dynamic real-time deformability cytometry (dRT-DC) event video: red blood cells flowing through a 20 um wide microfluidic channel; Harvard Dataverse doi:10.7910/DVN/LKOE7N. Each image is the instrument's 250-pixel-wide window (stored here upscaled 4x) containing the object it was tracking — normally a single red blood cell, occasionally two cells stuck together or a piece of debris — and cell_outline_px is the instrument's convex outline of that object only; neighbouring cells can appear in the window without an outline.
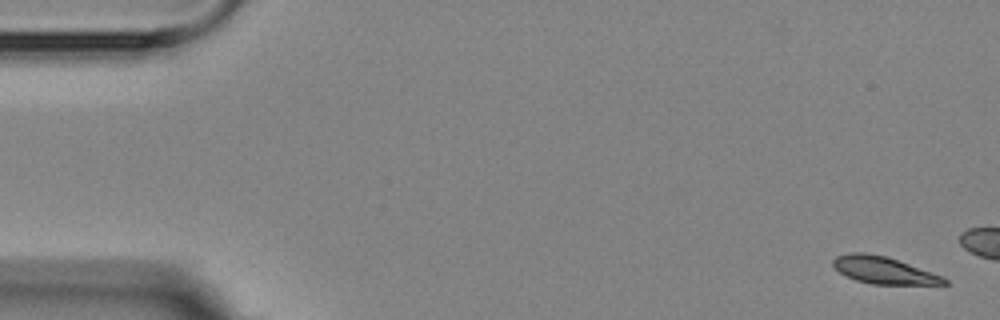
{"species": "Egyptian fruit bat (a non-hibernating species)", "species_latin": "Rousettus aegyptiacus", "temperature_condition": "room temperature", "stored_images_in_passage": 4, "camera_frame_rate_fps": 3000, "um_per_image_px": 0.085, "animal": {"sex": "female"}, "frame": {"image": 1, "passage_image": 1, "time_ms": 0.0, "image_size_px": [1000, 320], "cell_outline_px": [[948, 284], [872, 284], [856, 280], [840, 272], [832, 264], [832, 260], [836, 256], [852, 252], [864, 252], [884, 256], [944, 276], [948, 280]], "centroid_in_image_um": [75.11, 22.97], "position_along_channel_um": 9.9, "area_um2": 17.22}}
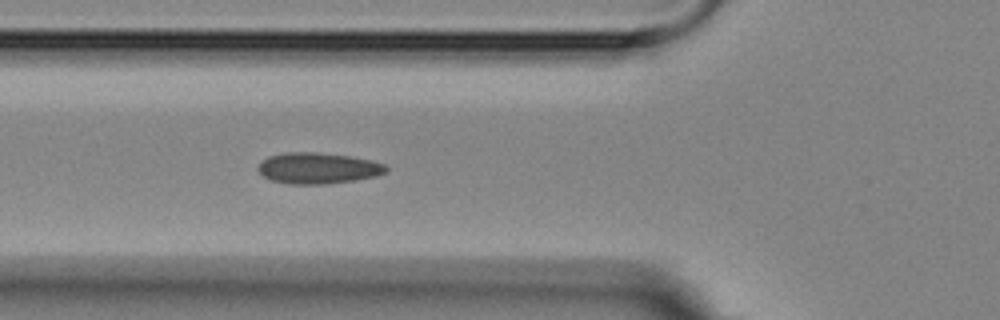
{"frame": {"image": 2, "passage_image": 4, "time_ms": 7.667, "image_size_px": [1000, 320], "cell_outline_px": [[388, 172], [376, 176], [356, 180], [324, 184], [292, 184], [272, 180], [264, 176], [260, 172], [260, 164], [268, 156], [284, 152], [316, 152], [352, 156], [372, 160], [384, 164], [388, 168]], "centroid_in_image_um": [27.09, 14.29], "position_along_channel_um": 98.7, "area_um2": 23.12}}